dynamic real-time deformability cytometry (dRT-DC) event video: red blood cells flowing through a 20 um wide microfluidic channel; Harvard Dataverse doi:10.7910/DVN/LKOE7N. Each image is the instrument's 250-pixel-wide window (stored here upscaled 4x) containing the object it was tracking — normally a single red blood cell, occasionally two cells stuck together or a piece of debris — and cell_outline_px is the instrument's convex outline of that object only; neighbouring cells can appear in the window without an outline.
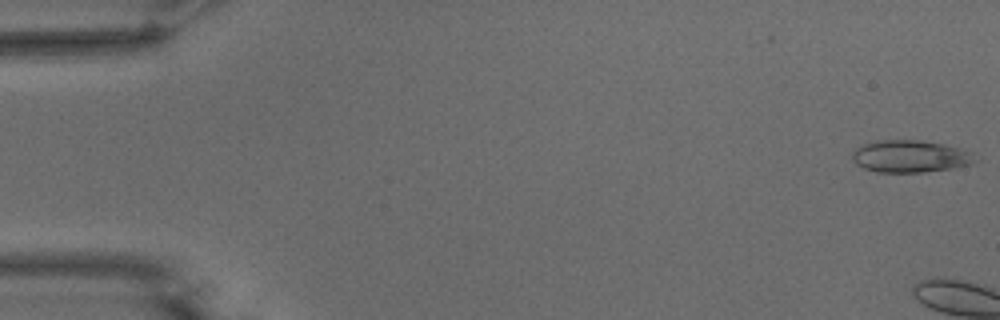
{"species": "common noctule bat (a hibernating species)", "species_latin": "Nyctalus noctula", "temperature_condition": "warm", "stored_images_in_passage": 4, "camera_frame_rate_fps": 3000, "um_per_image_px": 0.085, "animal": {"sex": "male", "body_mass_g": 15.6}, "frame": {"image": 1, "passage_image": 1, "time_ms": 0.0, "image_size_px": [1000, 320], "cell_outline_px": [[980, 160], [972, 164], [924, 172], [876, 172], [864, 168], [856, 164], [852, 160], [852, 152], [856, 148], [864, 144], [876, 140], [920, 140], [940, 144], [972, 152]], "centroid_in_image_um": [77.35, 13.29], "position_along_channel_um": 7.7, "area_um2": 22.95}}